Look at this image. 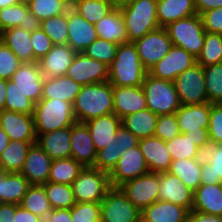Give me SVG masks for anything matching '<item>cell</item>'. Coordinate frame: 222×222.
<instances>
[{
  "mask_svg": "<svg viewBox=\"0 0 222 222\" xmlns=\"http://www.w3.org/2000/svg\"><path fill=\"white\" fill-rule=\"evenodd\" d=\"M73 109L76 122L81 123L114 113L113 86L108 81L82 86Z\"/></svg>",
  "mask_w": 222,
  "mask_h": 222,
  "instance_id": "6da1fadb",
  "label": "cell"
},
{
  "mask_svg": "<svg viewBox=\"0 0 222 222\" xmlns=\"http://www.w3.org/2000/svg\"><path fill=\"white\" fill-rule=\"evenodd\" d=\"M112 86H142L148 70L143 66L134 42L119 44L113 62L108 66Z\"/></svg>",
  "mask_w": 222,
  "mask_h": 222,
  "instance_id": "7a4b0ae2",
  "label": "cell"
},
{
  "mask_svg": "<svg viewBox=\"0 0 222 222\" xmlns=\"http://www.w3.org/2000/svg\"><path fill=\"white\" fill-rule=\"evenodd\" d=\"M33 119L37 137L76 122L73 104L60 99H41L35 104Z\"/></svg>",
  "mask_w": 222,
  "mask_h": 222,
  "instance_id": "3957f363",
  "label": "cell"
},
{
  "mask_svg": "<svg viewBox=\"0 0 222 222\" xmlns=\"http://www.w3.org/2000/svg\"><path fill=\"white\" fill-rule=\"evenodd\" d=\"M156 7L157 0H133L130 4L120 8L128 42H134L148 32L160 28Z\"/></svg>",
  "mask_w": 222,
  "mask_h": 222,
  "instance_id": "277c9868",
  "label": "cell"
},
{
  "mask_svg": "<svg viewBox=\"0 0 222 222\" xmlns=\"http://www.w3.org/2000/svg\"><path fill=\"white\" fill-rule=\"evenodd\" d=\"M142 88L147 108L156 115L175 113L181 106L173 81L159 79L147 73Z\"/></svg>",
  "mask_w": 222,
  "mask_h": 222,
  "instance_id": "5b68a950",
  "label": "cell"
},
{
  "mask_svg": "<svg viewBox=\"0 0 222 222\" xmlns=\"http://www.w3.org/2000/svg\"><path fill=\"white\" fill-rule=\"evenodd\" d=\"M173 45L185 49L194 57L201 53L205 33L202 18L199 14L179 19L164 27Z\"/></svg>",
  "mask_w": 222,
  "mask_h": 222,
  "instance_id": "8992f818",
  "label": "cell"
},
{
  "mask_svg": "<svg viewBox=\"0 0 222 222\" xmlns=\"http://www.w3.org/2000/svg\"><path fill=\"white\" fill-rule=\"evenodd\" d=\"M72 188L76 203L101 202L112 186L108 173L95 167H84Z\"/></svg>",
  "mask_w": 222,
  "mask_h": 222,
  "instance_id": "52a82bcc",
  "label": "cell"
},
{
  "mask_svg": "<svg viewBox=\"0 0 222 222\" xmlns=\"http://www.w3.org/2000/svg\"><path fill=\"white\" fill-rule=\"evenodd\" d=\"M173 82L181 105L208 102L202 65L196 63L193 67L179 74Z\"/></svg>",
  "mask_w": 222,
  "mask_h": 222,
  "instance_id": "ba28073f",
  "label": "cell"
},
{
  "mask_svg": "<svg viewBox=\"0 0 222 222\" xmlns=\"http://www.w3.org/2000/svg\"><path fill=\"white\" fill-rule=\"evenodd\" d=\"M100 203L103 222H141V211L119 187H112Z\"/></svg>",
  "mask_w": 222,
  "mask_h": 222,
  "instance_id": "9c48e42d",
  "label": "cell"
},
{
  "mask_svg": "<svg viewBox=\"0 0 222 222\" xmlns=\"http://www.w3.org/2000/svg\"><path fill=\"white\" fill-rule=\"evenodd\" d=\"M117 140L108 143L96 152L94 167L110 174L120 157L129 149L138 146L139 139L122 124L116 131Z\"/></svg>",
  "mask_w": 222,
  "mask_h": 222,
  "instance_id": "30bf717a",
  "label": "cell"
},
{
  "mask_svg": "<svg viewBox=\"0 0 222 222\" xmlns=\"http://www.w3.org/2000/svg\"><path fill=\"white\" fill-rule=\"evenodd\" d=\"M119 188L142 211L158 200L159 173L148 172L124 182Z\"/></svg>",
  "mask_w": 222,
  "mask_h": 222,
  "instance_id": "8fae6325",
  "label": "cell"
},
{
  "mask_svg": "<svg viewBox=\"0 0 222 222\" xmlns=\"http://www.w3.org/2000/svg\"><path fill=\"white\" fill-rule=\"evenodd\" d=\"M134 44L140 61L147 70L160 61L173 46L166 29L163 27L148 32L142 38L135 40Z\"/></svg>",
  "mask_w": 222,
  "mask_h": 222,
  "instance_id": "7c38bea8",
  "label": "cell"
},
{
  "mask_svg": "<svg viewBox=\"0 0 222 222\" xmlns=\"http://www.w3.org/2000/svg\"><path fill=\"white\" fill-rule=\"evenodd\" d=\"M66 76L81 86L108 81L109 68L106 64L92 59L83 52H77Z\"/></svg>",
  "mask_w": 222,
  "mask_h": 222,
  "instance_id": "4fadbf2b",
  "label": "cell"
},
{
  "mask_svg": "<svg viewBox=\"0 0 222 222\" xmlns=\"http://www.w3.org/2000/svg\"><path fill=\"white\" fill-rule=\"evenodd\" d=\"M196 63V57L185 49L173 45L170 51L148 70V73L159 79L174 81L179 74Z\"/></svg>",
  "mask_w": 222,
  "mask_h": 222,
  "instance_id": "5bb4252c",
  "label": "cell"
},
{
  "mask_svg": "<svg viewBox=\"0 0 222 222\" xmlns=\"http://www.w3.org/2000/svg\"><path fill=\"white\" fill-rule=\"evenodd\" d=\"M145 158L139 146L127 150L118 160L117 165L109 174L112 187H119L128 180L148 173Z\"/></svg>",
  "mask_w": 222,
  "mask_h": 222,
  "instance_id": "9a60e30c",
  "label": "cell"
},
{
  "mask_svg": "<svg viewBox=\"0 0 222 222\" xmlns=\"http://www.w3.org/2000/svg\"><path fill=\"white\" fill-rule=\"evenodd\" d=\"M10 80L35 104L41 100L44 77L38 62L21 63Z\"/></svg>",
  "mask_w": 222,
  "mask_h": 222,
  "instance_id": "2e32d148",
  "label": "cell"
},
{
  "mask_svg": "<svg viewBox=\"0 0 222 222\" xmlns=\"http://www.w3.org/2000/svg\"><path fill=\"white\" fill-rule=\"evenodd\" d=\"M211 103L181 105L175 112L180 133L208 132Z\"/></svg>",
  "mask_w": 222,
  "mask_h": 222,
  "instance_id": "e0dca14e",
  "label": "cell"
},
{
  "mask_svg": "<svg viewBox=\"0 0 222 222\" xmlns=\"http://www.w3.org/2000/svg\"><path fill=\"white\" fill-rule=\"evenodd\" d=\"M52 159L37 144L33 143L27 151L21 174L31 185H43L48 182Z\"/></svg>",
  "mask_w": 222,
  "mask_h": 222,
  "instance_id": "ac0fdd59",
  "label": "cell"
},
{
  "mask_svg": "<svg viewBox=\"0 0 222 222\" xmlns=\"http://www.w3.org/2000/svg\"><path fill=\"white\" fill-rule=\"evenodd\" d=\"M158 200L167 201L186 208L189 212L193 204V191L170 172L159 173Z\"/></svg>",
  "mask_w": 222,
  "mask_h": 222,
  "instance_id": "d6986e66",
  "label": "cell"
},
{
  "mask_svg": "<svg viewBox=\"0 0 222 222\" xmlns=\"http://www.w3.org/2000/svg\"><path fill=\"white\" fill-rule=\"evenodd\" d=\"M147 108L142 86H113L114 114L120 119Z\"/></svg>",
  "mask_w": 222,
  "mask_h": 222,
  "instance_id": "ffe728a7",
  "label": "cell"
},
{
  "mask_svg": "<svg viewBox=\"0 0 222 222\" xmlns=\"http://www.w3.org/2000/svg\"><path fill=\"white\" fill-rule=\"evenodd\" d=\"M0 126L10 141H36L33 115L3 110L0 113Z\"/></svg>",
  "mask_w": 222,
  "mask_h": 222,
  "instance_id": "44dd1931",
  "label": "cell"
},
{
  "mask_svg": "<svg viewBox=\"0 0 222 222\" xmlns=\"http://www.w3.org/2000/svg\"><path fill=\"white\" fill-rule=\"evenodd\" d=\"M68 42L75 52H83L98 37L95 25L89 23L71 7L67 10Z\"/></svg>",
  "mask_w": 222,
  "mask_h": 222,
  "instance_id": "7402d4cb",
  "label": "cell"
},
{
  "mask_svg": "<svg viewBox=\"0 0 222 222\" xmlns=\"http://www.w3.org/2000/svg\"><path fill=\"white\" fill-rule=\"evenodd\" d=\"M138 146L143 154L149 172H168L172 157L169 154L166 142L156 136L139 140Z\"/></svg>",
  "mask_w": 222,
  "mask_h": 222,
  "instance_id": "603a6c76",
  "label": "cell"
},
{
  "mask_svg": "<svg viewBox=\"0 0 222 222\" xmlns=\"http://www.w3.org/2000/svg\"><path fill=\"white\" fill-rule=\"evenodd\" d=\"M71 157L83 167H94L96 150L85 123L75 122L71 126Z\"/></svg>",
  "mask_w": 222,
  "mask_h": 222,
  "instance_id": "cb8c5ba5",
  "label": "cell"
},
{
  "mask_svg": "<svg viewBox=\"0 0 222 222\" xmlns=\"http://www.w3.org/2000/svg\"><path fill=\"white\" fill-rule=\"evenodd\" d=\"M77 52L68 44L54 45L38 63L43 77L65 76Z\"/></svg>",
  "mask_w": 222,
  "mask_h": 222,
  "instance_id": "d4e9b609",
  "label": "cell"
},
{
  "mask_svg": "<svg viewBox=\"0 0 222 222\" xmlns=\"http://www.w3.org/2000/svg\"><path fill=\"white\" fill-rule=\"evenodd\" d=\"M97 151L103 149L108 143L117 140L116 131L121 125V119L114 113L91 119L85 123Z\"/></svg>",
  "mask_w": 222,
  "mask_h": 222,
  "instance_id": "484cf974",
  "label": "cell"
},
{
  "mask_svg": "<svg viewBox=\"0 0 222 222\" xmlns=\"http://www.w3.org/2000/svg\"><path fill=\"white\" fill-rule=\"evenodd\" d=\"M189 211L179 205L157 200L140 213L141 222H187Z\"/></svg>",
  "mask_w": 222,
  "mask_h": 222,
  "instance_id": "4316f807",
  "label": "cell"
},
{
  "mask_svg": "<svg viewBox=\"0 0 222 222\" xmlns=\"http://www.w3.org/2000/svg\"><path fill=\"white\" fill-rule=\"evenodd\" d=\"M71 127L58 129L41 134L37 137V144L52 160L71 157Z\"/></svg>",
  "mask_w": 222,
  "mask_h": 222,
  "instance_id": "83f0119b",
  "label": "cell"
},
{
  "mask_svg": "<svg viewBox=\"0 0 222 222\" xmlns=\"http://www.w3.org/2000/svg\"><path fill=\"white\" fill-rule=\"evenodd\" d=\"M191 210L222 216V185L201 184L193 192Z\"/></svg>",
  "mask_w": 222,
  "mask_h": 222,
  "instance_id": "f1b7e54d",
  "label": "cell"
},
{
  "mask_svg": "<svg viewBox=\"0 0 222 222\" xmlns=\"http://www.w3.org/2000/svg\"><path fill=\"white\" fill-rule=\"evenodd\" d=\"M94 25L99 39L107 40L114 44L128 42L125 23L120 8H114Z\"/></svg>",
  "mask_w": 222,
  "mask_h": 222,
  "instance_id": "f546056e",
  "label": "cell"
},
{
  "mask_svg": "<svg viewBox=\"0 0 222 222\" xmlns=\"http://www.w3.org/2000/svg\"><path fill=\"white\" fill-rule=\"evenodd\" d=\"M157 19L160 27L179 19H184L197 14L194 0H157Z\"/></svg>",
  "mask_w": 222,
  "mask_h": 222,
  "instance_id": "4dcf8cb0",
  "label": "cell"
},
{
  "mask_svg": "<svg viewBox=\"0 0 222 222\" xmlns=\"http://www.w3.org/2000/svg\"><path fill=\"white\" fill-rule=\"evenodd\" d=\"M3 43L24 62H36L31 41V30H24L20 27H13L1 32Z\"/></svg>",
  "mask_w": 222,
  "mask_h": 222,
  "instance_id": "1f68e13d",
  "label": "cell"
},
{
  "mask_svg": "<svg viewBox=\"0 0 222 222\" xmlns=\"http://www.w3.org/2000/svg\"><path fill=\"white\" fill-rule=\"evenodd\" d=\"M81 85L69 77H44V85L41 99H60L74 103Z\"/></svg>",
  "mask_w": 222,
  "mask_h": 222,
  "instance_id": "d6a6232c",
  "label": "cell"
},
{
  "mask_svg": "<svg viewBox=\"0 0 222 222\" xmlns=\"http://www.w3.org/2000/svg\"><path fill=\"white\" fill-rule=\"evenodd\" d=\"M30 186L21 173L5 172L0 177V203L19 205Z\"/></svg>",
  "mask_w": 222,
  "mask_h": 222,
  "instance_id": "836d02e7",
  "label": "cell"
},
{
  "mask_svg": "<svg viewBox=\"0 0 222 222\" xmlns=\"http://www.w3.org/2000/svg\"><path fill=\"white\" fill-rule=\"evenodd\" d=\"M157 119L158 115L146 108L122 118L121 124L141 140L154 136Z\"/></svg>",
  "mask_w": 222,
  "mask_h": 222,
  "instance_id": "e575fe53",
  "label": "cell"
},
{
  "mask_svg": "<svg viewBox=\"0 0 222 222\" xmlns=\"http://www.w3.org/2000/svg\"><path fill=\"white\" fill-rule=\"evenodd\" d=\"M222 183V145L212 144L203 155L201 184Z\"/></svg>",
  "mask_w": 222,
  "mask_h": 222,
  "instance_id": "d590c367",
  "label": "cell"
},
{
  "mask_svg": "<svg viewBox=\"0 0 222 222\" xmlns=\"http://www.w3.org/2000/svg\"><path fill=\"white\" fill-rule=\"evenodd\" d=\"M202 159L172 160L171 174L178 177L193 192L201 185Z\"/></svg>",
  "mask_w": 222,
  "mask_h": 222,
  "instance_id": "8d00e7d4",
  "label": "cell"
},
{
  "mask_svg": "<svg viewBox=\"0 0 222 222\" xmlns=\"http://www.w3.org/2000/svg\"><path fill=\"white\" fill-rule=\"evenodd\" d=\"M36 141H10L0 155V167L3 172L20 173L30 146Z\"/></svg>",
  "mask_w": 222,
  "mask_h": 222,
  "instance_id": "74e56055",
  "label": "cell"
},
{
  "mask_svg": "<svg viewBox=\"0 0 222 222\" xmlns=\"http://www.w3.org/2000/svg\"><path fill=\"white\" fill-rule=\"evenodd\" d=\"M35 25L27 5L17 3L0 9V33L13 27L31 30Z\"/></svg>",
  "mask_w": 222,
  "mask_h": 222,
  "instance_id": "f35d334b",
  "label": "cell"
},
{
  "mask_svg": "<svg viewBox=\"0 0 222 222\" xmlns=\"http://www.w3.org/2000/svg\"><path fill=\"white\" fill-rule=\"evenodd\" d=\"M166 146L172 160L203 159L204 152L195 144V141L186 133H180L172 140H167Z\"/></svg>",
  "mask_w": 222,
  "mask_h": 222,
  "instance_id": "ab89813d",
  "label": "cell"
},
{
  "mask_svg": "<svg viewBox=\"0 0 222 222\" xmlns=\"http://www.w3.org/2000/svg\"><path fill=\"white\" fill-rule=\"evenodd\" d=\"M84 167L72 157L52 160L48 181L72 185Z\"/></svg>",
  "mask_w": 222,
  "mask_h": 222,
  "instance_id": "60d3db41",
  "label": "cell"
},
{
  "mask_svg": "<svg viewBox=\"0 0 222 222\" xmlns=\"http://www.w3.org/2000/svg\"><path fill=\"white\" fill-rule=\"evenodd\" d=\"M71 8L91 24L114 9L110 0H71Z\"/></svg>",
  "mask_w": 222,
  "mask_h": 222,
  "instance_id": "b9f144b4",
  "label": "cell"
},
{
  "mask_svg": "<svg viewBox=\"0 0 222 222\" xmlns=\"http://www.w3.org/2000/svg\"><path fill=\"white\" fill-rule=\"evenodd\" d=\"M19 205L40 218L47 217L52 210L42 185H31Z\"/></svg>",
  "mask_w": 222,
  "mask_h": 222,
  "instance_id": "7bdbcfd3",
  "label": "cell"
},
{
  "mask_svg": "<svg viewBox=\"0 0 222 222\" xmlns=\"http://www.w3.org/2000/svg\"><path fill=\"white\" fill-rule=\"evenodd\" d=\"M28 7L34 23L38 24L66 12L71 7V0H34Z\"/></svg>",
  "mask_w": 222,
  "mask_h": 222,
  "instance_id": "ee69618b",
  "label": "cell"
},
{
  "mask_svg": "<svg viewBox=\"0 0 222 222\" xmlns=\"http://www.w3.org/2000/svg\"><path fill=\"white\" fill-rule=\"evenodd\" d=\"M52 209H70L76 203L72 185L46 182L42 185Z\"/></svg>",
  "mask_w": 222,
  "mask_h": 222,
  "instance_id": "f6af8a7d",
  "label": "cell"
},
{
  "mask_svg": "<svg viewBox=\"0 0 222 222\" xmlns=\"http://www.w3.org/2000/svg\"><path fill=\"white\" fill-rule=\"evenodd\" d=\"M222 62V34L205 33L201 53L197 57V64L203 67Z\"/></svg>",
  "mask_w": 222,
  "mask_h": 222,
  "instance_id": "bcb514c9",
  "label": "cell"
},
{
  "mask_svg": "<svg viewBox=\"0 0 222 222\" xmlns=\"http://www.w3.org/2000/svg\"><path fill=\"white\" fill-rule=\"evenodd\" d=\"M38 25L49 36L54 45L67 44V11L60 15L45 19L38 23Z\"/></svg>",
  "mask_w": 222,
  "mask_h": 222,
  "instance_id": "7dc6e473",
  "label": "cell"
},
{
  "mask_svg": "<svg viewBox=\"0 0 222 222\" xmlns=\"http://www.w3.org/2000/svg\"><path fill=\"white\" fill-rule=\"evenodd\" d=\"M208 102L222 103V62L203 67Z\"/></svg>",
  "mask_w": 222,
  "mask_h": 222,
  "instance_id": "c3c4849f",
  "label": "cell"
},
{
  "mask_svg": "<svg viewBox=\"0 0 222 222\" xmlns=\"http://www.w3.org/2000/svg\"><path fill=\"white\" fill-rule=\"evenodd\" d=\"M35 103L26 97L11 80H7L5 110L33 115Z\"/></svg>",
  "mask_w": 222,
  "mask_h": 222,
  "instance_id": "681fc988",
  "label": "cell"
},
{
  "mask_svg": "<svg viewBox=\"0 0 222 222\" xmlns=\"http://www.w3.org/2000/svg\"><path fill=\"white\" fill-rule=\"evenodd\" d=\"M118 47L119 44L97 38L84 49L83 53L109 66L115 59Z\"/></svg>",
  "mask_w": 222,
  "mask_h": 222,
  "instance_id": "f907efd6",
  "label": "cell"
},
{
  "mask_svg": "<svg viewBox=\"0 0 222 222\" xmlns=\"http://www.w3.org/2000/svg\"><path fill=\"white\" fill-rule=\"evenodd\" d=\"M72 222H99L101 221L100 202H78L70 208Z\"/></svg>",
  "mask_w": 222,
  "mask_h": 222,
  "instance_id": "816d5d0a",
  "label": "cell"
},
{
  "mask_svg": "<svg viewBox=\"0 0 222 222\" xmlns=\"http://www.w3.org/2000/svg\"><path fill=\"white\" fill-rule=\"evenodd\" d=\"M180 134L175 113L158 115L154 136L163 141L172 140Z\"/></svg>",
  "mask_w": 222,
  "mask_h": 222,
  "instance_id": "f5cc1de1",
  "label": "cell"
},
{
  "mask_svg": "<svg viewBox=\"0 0 222 222\" xmlns=\"http://www.w3.org/2000/svg\"><path fill=\"white\" fill-rule=\"evenodd\" d=\"M31 41L34 52V60L38 62L54 46L49 36L35 24L31 29Z\"/></svg>",
  "mask_w": 222,
  "mask_h": 222,
  "instance_id": "db71d44e",
  "label": "cell"
},
{
  "mask_svg": "<svg viewBox=\"0 0 222 222\" xmlns=\"http://www.w3.org/2000/svg\"><path fill=\"white\" fill-rule=\"evenodd\" d=\"M22 62L4 43L0 45V79L10 80Z\"/></svg>",
  "mask_w": 222,
  "mask_h": 222,
  "instance_id": "11a10c76",
  "label": "cell"
},
{
  "mask_svg": "<svg viewBox=\"0 0 222 222\" xmlns=\"http://www.w3.org/2000/svg\"><path fill=\"white\" fill-rule=\"evenodd\" d=\"M208 134L211 144L222 145V103H211Z\"/></svg>",
  "mask_w": 222,
  "mask_h": 222,
  "instance_id": "9f6ffc18",
  "label": "cell"
},
{
  "mask_svg": "<svg viewBox=\"0 0 222 222\" xmlns=\"http://www.w3.org/2000/svg\"><path fill=\"white\" fill-rule=\"evenodd\" d=\"M200 16L206 32L222 34V6L203 12Z\"/></svg>",
  "mask_w": 222,
  "mask_h": 222,
  "instance_id": "6f0895ef",
  "label": "cell"
},
{
  "mask_svg": "<svg viewBox=\"0 0 222 222\" xmlns=\"http://www.w3.org/2000/svg\"><path fill=\"white\" fill-rule=\"evenodd\" d=\"M187 222H222V216L191 210L188 214Z\"/></svg>",
  "mask_w": 222,
  "mask_h": 222,
  "instance_id": "680465c9",
  "label": "cell"
},
{
  "mask_svg": "<svg viewBox=\"0 0 222 222\" xmlns=\"http://www.w3.org/2000/svg\"><path fill=\"white\" fill-rule=\"evenodd\" d=\"M19 205L0 203V222H15V212Z\"/></svg>",
  "mask_w": 222,
  "mask_h": 222,
  "instance_id": "91938a15",
  "label": "cell"
},
{
  "mask_svg": "<svg viewBox=\"0 0 222 222\" xmlns=\"http://www.w3.org/2000/svg\"><path fill=\"white\" fill-rule=\"evenodd\" d=\"M195 9L197 14L201 15L203 12L220 8L222 0H194Z\"/></svg>",
  "mask_w": 222,
  "mask_h": 222,
  "instance_id": "94428289",
  "label": "cell"
},
{
  "mask_svg": "<svg viewBox=\"0 0 222 222\" xmlns=\"http://www.w3.org/2000/svg\"><path fill=\"white\" fill-rule=\"evenodd\" d=\"M47 217L51 222H72L70 209H52Z\"/></svg>",
  "mask_w": 222,
  "mask_h": 222,
  "instance_id": "6125c7cd",
  "label": "cell"
},
{
  "mask_svg": "<svg viewBox=\"0 0 222 222\" xmlns=\"http://www.w3.org/2000/svg\"><path fill=\"white\" fill-rule=\"evenodd\" d=\"M195 141V144L205 152L212 144L208 132L186 133Z\"/></svg>",
  "mask_w": 222,
  "mask_h": 222,
  "instance_id": "be15d7a7",
  "label": "cell"
},
{
  "mask_svg": "<svg viewBox=\"0 0 222 222\" xmlns=\"http://www.w3.org/2000/svg\"><path fill=\"white\" fill-rule=\"evenodd\" d=\"M14 218H15V222H41L42 220V218L22 208L20 205L16 209Z\"/></svg>",
  "mask_w": 222,
  "mask_h": 222,
  "instance_id": "e7e4bbea",
  "label": "cell"
},
{
  "mask_svg": "<svg viewBox=\"0 0 222 222\" xmlns=\"http://www.w3.org/2000/svg\"><path fill=\"white\" fill-rule=\"evenodd\" d=\"M7 80L0 79V113L5 110Z\"/></svg>",
  "mask_w": 222,
  "mask_h": 222,
  "instance_id": "03108f58",
  "label": "cell"
},
{
  "mask_svg": "<svg viewBox=\"0 0 222 222\" xmlns=\"http://www.w3.org/2000/svg\"><path fill=\"white\" fill-rule=\"evenodd\" d=\"M9 142H10V138L0 126V155L6 149Z\"/></svg>",
  "mask_w": 222,
  "mask_h": 222,
  "instance_id": "003e7915",
  "label": "cell"
},
{
  "mask_svg": "<svg viewBox=\"0 0 222 222\" xmlns=\"http://www.w3.org/2000/svg\"><path fill=\"white\" fill-rule=\"evenodd\" d=\"M133 0H110L114 8H122L130 4Z\"/></svg>",
  "mask_w": 222,
  "mask_h": 222,
  "instance_id": "a7ac6f4b",
  "label": "cell"
},
{
  "mask_svg": "<svg viewBox=\"0 0 222 222\" xmlns=\"http://www.w3.org/2000/svg\"><path fill=\"white\" fill-rule=\"evenodd\" d=\"M19 3L18 0H0V9Z\"/></svg>",
  "mask_w": 222,
  "mask_h": 222,
  "instance_id": "89a4df30",
  "label": "cell"
},
{
  "mask_svg": "<svg viewBox=\"0 0 222 222\" xmlns=\"http://www.w3.org/2000/svg\"><path fill=\"white\" fill-rule=\"evenodd\" d=\"M34 0H18L19 3L24 5H30Z\"/></svg>",
  "mask_w": 222,
  "mask_h": 222,
  "instance_id": "2644e50d",
  "label": "cell"
},
{
  "mask_svg": "<svg viewBox=\"0 0 222 222\" xmlns=\"http://www.w3.org/2000/svg\"><path fill=\"white\" fill-rule=\"evenodd\" d=\"M41 222H51L48 217L42 218Z\"/></svg>",
  "mask_w": 222,
  "mask_h": 222,
  "instance_id": "8c879c8a",
  "label": "cell"
},
{
  "mask_svg": "<svg viewBox=\"0 0 222 222\" xmlns=\"http://www.w3.org/2000/svg\"><path fill=\"white\" fill-rule=\"evenodd\" d=\"M3 43L2 34L0 33V45Z\"/></svg>",
  "mask_w": 222,
  "mask_h": 222,
  "instance_id": "753ad0ef",
  "label": "cell"
},
{
  "mask_svg": "<svg viewBox=\"0 0 222 222\" xmlns=\"http://www.w3.org/2000/svg\"><path fill=\"white\" fill-rule=\"evenodd\" d=\"M5 172H3L2 168L0 167V177L4 174Z\"/></svg>",
  "mask_w": 222,
  "mask_h": 222,
  "instance_id": "34e18365",
  "label": "cell"
}]
</instances>
